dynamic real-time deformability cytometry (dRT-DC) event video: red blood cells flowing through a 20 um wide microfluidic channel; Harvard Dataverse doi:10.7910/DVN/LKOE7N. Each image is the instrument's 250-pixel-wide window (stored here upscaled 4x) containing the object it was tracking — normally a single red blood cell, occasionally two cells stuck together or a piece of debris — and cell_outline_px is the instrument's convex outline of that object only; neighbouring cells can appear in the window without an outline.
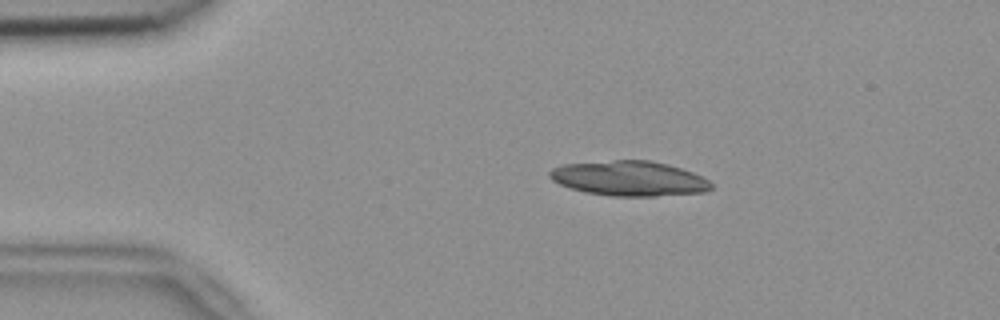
{"species": "common noctule bat (a hibernating species)", "species_latin": "Nyctalus noctula", "temperature_condition": "room temperature", "stored_images_in_passage": 42, "segment_of_instrument_passage": [1, 2], "camera_frame_rate_fps": 3000, "um_per_image_px": 0.085, "animal": {"sex": "female", "body_mass_g": 18.4}, "frame": {"image": 1, "passage_image": 7, "time_ms": 2.0, "image_size_px": [1000, 320], "cell_outline_px": [[712, 188], [704, 192], [656, 196], [612, 196], [584, 192], [560, 184], [552, 180], [548, 176], [548, 172], [552, 168], [564, 164], [616, 160], [652, 160], [668, 164], [692, 172], [708, 180], [712, 184]], "centroid_in_image_um": [53.47, 15.16], "position_along_channel_um": 31.5, "area_um2": 32.83}}